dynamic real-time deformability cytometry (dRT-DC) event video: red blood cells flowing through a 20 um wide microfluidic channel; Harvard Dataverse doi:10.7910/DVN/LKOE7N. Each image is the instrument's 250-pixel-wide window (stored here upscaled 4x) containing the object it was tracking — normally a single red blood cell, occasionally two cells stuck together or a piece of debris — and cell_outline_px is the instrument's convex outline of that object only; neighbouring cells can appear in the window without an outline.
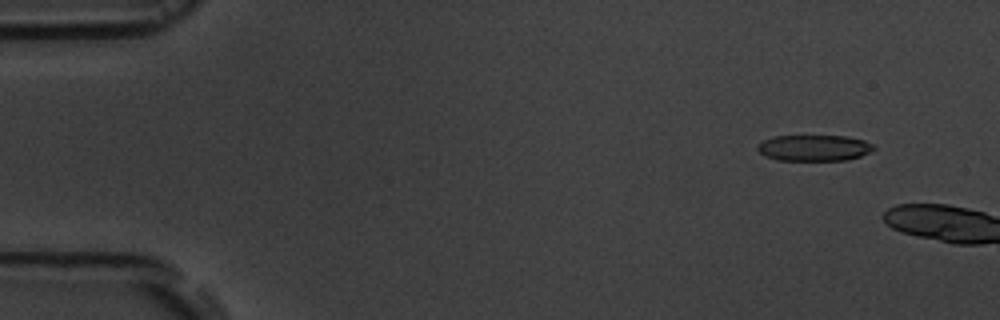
{"species": "common noctule bat (a hibernating species)", "species_latin": "Nyctalus noctula", "temperature_condition": "room temperature", "stored_images_in_passage": 3, "camera_frame_rate_fps": 3000, "um_per_image_px": 0.085, "animal": {"sex": "male", "body_mass_g": 19.5, "forearm_length_mm": 54.6}, "frame": {"image": 1, "passage_image": 2, "time_ms": 1.0, "image_size_px": [1000, 320], "cell_outline_px": [[876, 148], [872, 152], [848, 160], [776, 160], [764, 156], [756, 148], [756, 144], [772, 136], [848, 136], [864, 140], [872, 144]], "centroid_in_image_um": [69.19, 12.57], "position_along_channel_um": 15.8, "area_um2": 17.86}}